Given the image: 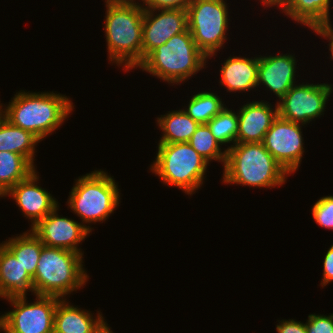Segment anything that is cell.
Here are the masks:
<instances>
[{
  "label": "cell",
  "instance_id": "cell-1",
  "mask_svg": "<svg viewBox=\"0 0 333 333\" xmlns=\"http://www.w3.org/2000/svg\"><path fill=\"white\" fill-rule=\"evenodd\" d=\"M3 117L14 126L32 132L41 141L62 125L74 109L70 98L52 92L16 93Z\"/></svg>",
  "mask_w": 333,
  "mask_h": 333
},
{
  "label": "cell",
  "instance_id": "cell-2",
  "mask_svg": "<svg viewBox=\"0 0 333 333\" xmlns=\"http://www.w3.org/2000/svg\"><path fill=\"white\" fill-rule=\"evenodd\" d=\"M226 150L224 183L267 189L283 185L290 175L262 142L236 143Z\"/></svg>",
  "mask_w": 333,
  "mask_h": 333
},
{
  "label": "cell",
  "instance_id": "cell-3",
  "mask_svg": "<svg viewBox=\"0 0 333 333\" xmlns=\"http://www.w3.org/2000/svg\"><path fill=\"white\" fill-rule=\"evenodd\" d=\"M104 31L109 61L128 71L142 62L144 9L138 2L106 4ZM124 63V64H123Z\"/></svg>",
  "mask_w": 333,
  "mask_h": 333
},
{
  "label": "cell",
  "instance_id": "cell-4",
  "mask_svg": "<svg viewBox=\"0 0 333 333\" xmlns=\"http://www.w3.org/2000/svg\"><path fill=\"white\" fill-rule=\"evenodd\" d=\"M207 58L187 29L151 51L137 68L165 82L179 84L204 69Z\"/></svg>",
  "mask_w": 333,
  "mask_h": 333
},
{
  "label": "cell",
  "instance_id": "cell-5",
  "mask_svg": "<svg viewBox=\"0 0 333 333\" xmlns=\"http://www.w3.org/2000/svg\"><path fill=\"white\" fill-rule=\"evenodd\" d=\"M82 263L83 254L44 246L33 277L34 295L65 299L88 281Z\"/></svg>",
  "mask_w": 333,
  "mask_h": 333
},
{
  "label": "cell",
  "instance_id": "cell-6",
  "mask_svg": "<svg viewBox=\"0 0 333 333\" xmlns=\"http://www.w3.org/2000/svg\"><path fill=\"white\" fill-rule=\"evenodd\" d=\"M114 178L102 170H95L79 177L72 187L68 206L80 217L82 224L106 221L120 202V192Z\"/></svg>",
  "mask_w": 333,
  "mask_h": 333
},
{
  "label": "cell",
  "instance_id": "cell-7",
  "mask_svg": "<svg viewBox=\"0 0 333 333\" xmlns=\"http://www.w3.org/2000/svg\"><path fill=\"white\" fill-rule=\"evenodd\" d=\"M150 170L163 184L194 194L203 184L209 163L188 143H158V152Z\"/></svg>",
  "mask_w": 333,
  "mask_h": 333
},
{
  "label": "cell",
  "instance_id": "cell-8",
  "mask_svg": "<svg viewBox=\"0 0 333 333\" xmlns=\"http://www.w3.org/2000/svg\"><path fill=\"white\" fill-rule=\"evenodd\" d=\"M228 6L224 0H192L187 10L188 29L196 46L208 57L225 43Z\"/></svg>",
  "mask_w": 333,
  "mask_h": 333
},
{
  "label": "cell",
  "instance_id": "cell-9",
  "mask_svg": "<svg viewBox=\"0 0 333 333\" xmlns=\"http://www.w3.org/2000/svg\"><path fill=\"white\" fill-rule=\"evenodd\" d=\"M35 296L34 303H28L26 295L5 298L14 309L2 314L4 333H53L54 313L60 298Z\"/></svg>",
  "mask_w": 333,
  "mask_h": 333
},
{
  "label": "cell",
  "instance_id": "cell-10",
  "mask_svg": "<svg viewBox=\"0 0 333 333\" xmlns=\"http://www.w3.org/2000/svg\"><path fill=\"white\" fill-rule=\"evenodd\" d=\"M333 85L295 84L278 102V115L286 120L301 123L304 126L326 109L327 99L333 91ZM282 100V101H281Z\"/></svg>",
  "mask_w": 333,
  "mask_h": 333
},
{
  "label": "cell",
  "instance_id": "cell-11",
  "mask_svg": "<svg viewBox=\"0 0 333 333\" xmlns=\"http://www.w3.org/2000/svg\"><path fill=\"white\" fill-rule=\"evenodd\" d=\"M301 127L300 123L291 122L278 115L262 141L265 148L289 174L297 171L304 154Z\"/></svg>",
  "mask_w": 333,
  "mask_h": 333
},
{
  "label": "cell",
  "instance_id": "cell-12",
  "mask_svg": "<svg viewBox=\"0 0 333 333\" xmlns=\"http://www.w3.org/2000/svg\"><path fill=\"white\" fill-rule=\"evenodd\" d=\"M144 9L142 30V61L155 48L165 44L172 36L188 29L187 10Z\"/></svg>",
  "mask_w": 333,
  "mask_h": 333
},
{
  "label": "cell",
  "instance_id": "cell-13",
  "mask_svg": "<svg viewBox=\"0 0 333 333\" xmlns=\"http://www.w3.org/2000/svg\"><path fill=\"white\" fill-rule=\"evenodd\" d=\"M59 205L41 219L31 230L42 241L44 246L61 248L76 253H82L78 244L81 243L90 231L82 224L58 215Z\"/></svg>",
  "mask_w": 333,
  "mask_h": 333
},
{
  "label": "cell",
  "instance_id": "cell-14",
  "mask_svg": "<svg viewBox=\"0 0 333 333\" xmlns=\"http://www.w3.org/2000/svg\"><path fill=\"white\" fill-rule=\"evenodd\" d=\"M38 179L35 170L28 178L19 181L2 196H11L15 200L24 216L31 220V229L58 206L56 198L52 197L48 190L37 185Z\"/></svg>",
  "mask_w": 333,
  "mask_h": 333
},
{
  "label": "cell",
  "instance_id": "cell-15",
  "mask_svg": "<svg viewBox=\"0 0 333 333\" xmlns=\"http://www.w3.org/2000/svg\"><path fill=\"white\" fill-rule=\"evenodd\" d=\"M295 55L279 54L258 57V87L262 83L279 100L295 85Z\"/></svg>",
  "mask_w": 333,
  "mask_h": 333
},
{
  "label": "cell",
  "instance_id": "cell-16",
  "mask_svg": "<svg viewBox=\"0 0 333 333\" xmlns=\"http://www.w3.org/2000/svg\"><path fill=\"white\" fill-rule=\"evenodd\" d=\"M262 101L247 102L238 113V133L236 143L262 142L265 133L278 116L271 103Z\"/></svg>",
  "mask_w": 333,
  "mask_h": 333
},
{
  "label": "cell",
  "instance_id": "cell-17",
  "mask_svg": "<svg viewBox=\"0 0 333 333\" xmlns=\"http://www.w3.org/2000/svg\"><path fill=\"white\" fill-rule=\"evenodd\" d=\"M97 312L94 319L91 312L60 299L54 313L53 333H103L109 326L102 314Z\"/></svg>",
  "mask_w": 333,
  "mask_h": 333
},
{
  "label": "cell",
  "instance_id": "cell-18",
  "mask_svg": "<svg viewBox=\"0 0 333 333\" xmlns=\"http://www.w3.org/2000/svg\"><path fill=\"white\" fill-rule=\"evenodd\" d=\"M33 291V278L17 261L14 254L0 244V297L25 296Z\"/></svg>",
  "mask_w": 333,
  "mask_h": 333
},
{
  "label": "cell",
  "instance_id": "cell-19",
  "mask_svg": "<svg viewBox=\"0 0 333 333\" xmlns=\"http://www.w3.org/2000/svg\"><path fill=\"white\" fill-rule=\"evenodd\" d=\"M220 84L229 92L249 91L255 89L258 74V57H229L223 63L220 70Z\"/></svg>",
  "mask_w": 333,
  "mask_h": 333
},
{
  "label": "cell",
  "instance_id": "cell-20",
  "mask_svg": "<svg viewBox=\"0 0 333 333\" xmlns=\"http://www.w3.org/2000/svg\"><path fill=\"white\" fill-rule=\"evenodd\" d=\"M331 0H286L281 10L294 21L313 30L330 22Z\"/></svg>",
  "mask_w": 333,
  "mask_h": 333
},
{
  "label": "cell",
  "instance_id": "cell-21",
  "mask_svg": "<svg viewBox=\"0 0 333 333\" xmlns=\"http://www.w3.org/2000/svg\"><path fill=\"white\" fill-rule=\"evenodd\" d=\"M40 141L32 132L14 126L4 117L0 120V151L20 154L34 165L35 146Z\"/></svg>",
  "mask_w": 333,
  "mask_h": 333
},
{
  "label": "cell",
  "instance_id": "cell-22",
  "mask_svg": "<svg viewBox=\"0 0 333 333\" xmlns=\"http://www.w3.org/2000/svg\"><path fill=\"white\" fill-rule=\"evenodd\" d=\"M156 121L163 132L159 143L189 142L199 126L183 109L169 111L167 114L157 117Z\"/></svg>",
  "mask_w": 333,
  "mask_h": 333
},
{
  "label": "cell",
  "instance_id": "cell-23",
  "mask_svg": "<svg viewBox=\"0 0 333 333\" xmlns=\"http://www.w3.org/2000/svg\"><path fill=\"white\" fill-rule=\"evenodd\" d=\"M16 257L26 272L33 278L44 244L32 230L2 242Z\"/></svg>",
  "mask_w": 333,
  "mask_h": 333
},
{
  "label": "cell",
  "instance_id": "cell-24",
  "mask_svg": "<svg viewBox=\"0 0 333 333\" xmlns=\"http://www.w3.org/2000/svg\"><path fill=\"white\" fill-rule=\"evenodd\" d=\"M26 157L0 151V198L19 181L28 178L36 169Z\"/></svg>",
  "mask_w": 333,
  "mask_h": 333
},
{
  "label": "cell",
  "instance_id": "cell-25",
  "mask_svg": "<svg viewBox=\"0 0 333 333\" xmlns=\"http://www.w3.org/2000/svg\"><path fill=\"white\" fill-rule=\"evenodd\" d=\"M223 103L217 94L204 91L193 95L183 110L198 124H207L225 108Z\"/></svg>",
  "mask_w": 333,
  "mask_h": 333
},
{
  "label": "cell",
  "instance_id": "cell-26",
  "mask_svg": "<svg viewBox=\"0 0 333 333\" xmlns=\"http://www.w3.org/2000/svg\"><path fill=\"white\" fill-rule=\"evenodd\" d=\"M208 163L212 160L226 163L227 150L221 152V145L212 135L207 124H199L188 142Z\"/></svg>",
  "mask_w": 333,
  "mask_h": 333
},
{
  "label": "cell",
  "instance_id": "cell-27",
  "mask_svg": "<svg viewBox=\"0 0 333 333\" xmlns=\"http://www.w3.org/2000/svg\"><path fill=\"white\" fill-rule=\"evenodd\" d=\"M212 135L222 146L223 144H236L238 133V113L225 108L214 116L208 123Z\"/></svg>",
  "mask_w": 333,
  "mask_h": 333
},
{
  "label": "cell",
  "instance_id": "cell-28",
  "mask_svg": "<svg viewBox=\"0 0 333 333\" xmlns=\"http://www.w3.org/2000/svg\"><path fill=\"white\" fill-rule=\"evenodd\" d=\"M315 222L325 229H333V196H325L317 200L312 207Z\"/></svg>",
  "mask_w": 333,
  "mask_h": 333
},
{
  "label": "cell",
  "instance_id": "cell-29",
  "mask_svg": "<svg viewBox=\"0 0 333 333\" xmlns=\"http://www.w3.org/2000/svg\"><path fill=\"white\" fill-rule=\"evenodd\" d=\"M305 326L307 333H333V314H310Z\"/></svg>",
  "mask_w": 333,
  "mask_h": 333
},
{
  "label": "cell",
  "instance_id": "cell-30",
  "mask_svg": "<svg viewBox=\"0 0 333 333\" xmlns=\"http://www.w3.org/2000/svg\"><path fill=\"white\" fill-rule=\"evenodd\" d=\"M143 9H184L186 10L192 0H141ZM145 5V6H144Z\"/></svg>",
  "mask_w": 333,
  "mask_h": 333
},
{
  "label": "cell",
  "instance_id": "cell-31",
  "mask_svg": "<svg viewBox=\"0 0 333 333\" xmlns=\"http://www.w3.org/2000/svg\"><path fill=\"white\" fill-rule=\"evenodd\" d=\"M277 333H307L305 323L294 319L281 320L276 325Z\"/></svg>",
  "mask_w": 333,
  "mask_h": 333
},
{
  "label": "cell",
  "instance_id": "cell-32",
  "mask_svg": "<svg viewBox=\"0 0 333 333\" xmlns=\"http://www.w3.org/2000/svg\"><path fill=\"white\" fill-rule=\"evenodd\" d=\"M333 282V244L328 249L323 261V276L321 286L324 287Z\"/></svg>",
  "mask_w": 333,
  "mask_h": 333
},
{
  "label": "cell",
  "instance_id": "cell-33",
  "mask_svg": "<svg viewBox=\"0 0 333 333\" xmlns=\"http://www.w3.org/2000/svg\"><path fill=\"white\" fill-rule=\"evenodd\" d=\"M331 22L327 24L320 25L316 28L313 29V32L315 34L317 33L318 35L324 37L326 40L329 39V50L331 51V59L333 60V27L330 24Z\"/></svg>",
  "mask_w": 333,
  "mask_h": 333
},
{
  "label": "cell",
  "instance_id": "cell-34",
  "mask_svg": "<svg viewBox=\"0 0 333 333\" xmlns=\"http://www.w3.org/2000/svg\"><path fill=\"white\" fill-rule=\"evenodd\" d=\"M263 5L266 7H272L277 5V7H281L286 0H261Z\"/></svg>",
  "mask_w": 333,
  "mask_h": 333
},
{
  "label": "cell",
  "instance_id": "cell-35",
  "mask_svg": "<svg viewBox=\"0 0 333 333\" xmlns=\"http://www.w3.org/2000/svg\"><path fill=\"white\" fill-rule=\"evenodd\" d=\"M106 4H131L135 3L134 0H105Z\"/></svg>",
  "mask_w": 333,
  "mask_h": 333
},
{
  "label": "cell",
  "instance_id": "cell-36",
  "mask_svg": "<svg viewBox=\"0 0 333 333\" xmlns=\"http://www.w3.org/2000/svg\"><path fill=\"white\" fill-rule=\"evenodd\" d=\"M0 331H4V319H3V315L0 316Z\"/></svg>",
  "mask_w": 333,
  "mask_h": 333
},
{
  "label": "cell",
  "instance_id": "cell-37",
  "mask_svg": "<svg viewBox=\"0 0 333 333\" xmlns=\"http://www.w3.org/2000/svg\"><path fill=\"white\" fill-rule=\"evenodd\" d=\"M4 106L2 104H0V120L2 119L3 117V108ZM2 109V110H1Z\"/></svg>",
  "mask_w": 333,
  "mask_h": 333
},
{
  "label": "cell",
  "instance_id": "cell-38",
  "mask_svg": "<svg viewBox=\"0 0 333 333\" xmlns=\"http://www.w3.org/2000/svg\"><path fill=\"white\" fill-rule=\"evenodd\" d=\"M103 333H113V331L108 327Z\"/></svg>",
  "mask_w": 333,
  "mask_h": 333
}]
</instances>
